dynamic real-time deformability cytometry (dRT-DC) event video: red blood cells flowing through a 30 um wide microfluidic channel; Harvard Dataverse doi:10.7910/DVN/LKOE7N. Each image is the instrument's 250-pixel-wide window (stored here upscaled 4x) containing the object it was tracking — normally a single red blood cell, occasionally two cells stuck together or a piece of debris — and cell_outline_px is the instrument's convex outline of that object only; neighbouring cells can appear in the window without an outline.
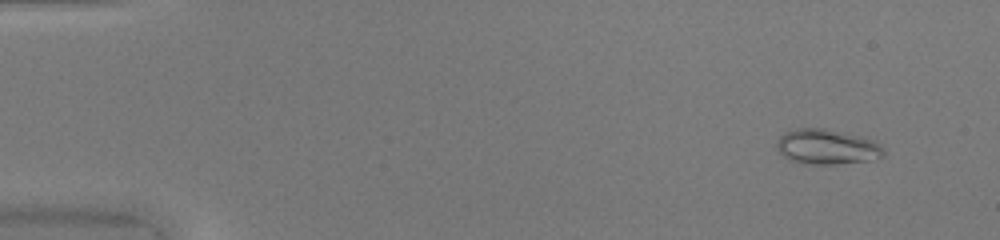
{"species": "common noctule bat (a hibernating species)", "species_latin": "Nyctalus noctula", "temperature_condition": "warm", "stored_images_in_passage": 49, "camera_frame_rate_fps": 3000, "um_per_image_px": 0.085, "animal": {"sex": "female", "body_mass_g": 20.0, "forearm_length_mm": 54.0}, "frame": {"image": 1, "passage_image": 4, "time_ms": 1.0, "image_size_px": [1000, 240], "cell_outline_px": [[884, 156], [868, 160], [836, 164], [804, 164], [792, 160], [784, 156], [776, 148], [776, 140], [784, 132], [800, 128], [824, 128], [864, 136], [876, 140], [880, 144], [884, 152]], "centroid_in_image_um": [70.3, 12.46], "position_along_channel_um": 14.7, "area_um2": 22.02}}
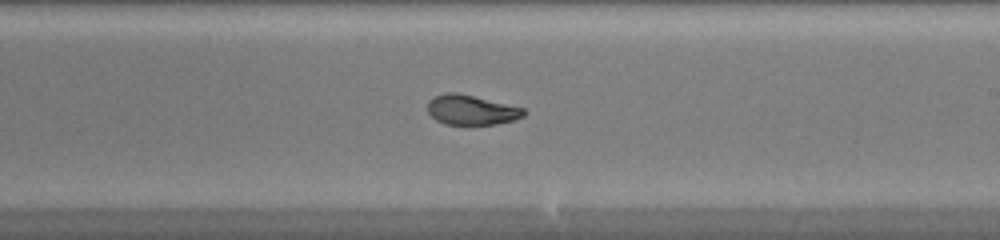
{"frame": {"image": 2, "passage_image": 30, "time_ms": 9.667, "image_size_px": [1000, 240], "cell_outline_px": [[528, 112], [524, 116], [512, 120], [496, 124], [444, 124], [436, 120], [428, 112], [428, 100], [444, 92], [456, 92], [524, 108]], "centroid_in_image_um": [40.06, 9.34], "position_along_channel_um": 248.9, "area_um2": 16.59}}
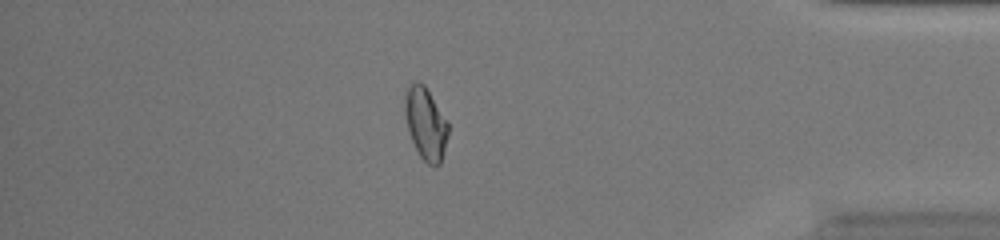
{"frame": {"image": 3, "passage_image": 43, "time_ms": 14.0, "image_size_px": [1000, 240], "cell_outline_px": [[448, 136], [444, 152], [440, 164], [436, 168], [428, 164], [420, 156], [412, 140], [408, 128], [404, 108], [404, 96], [408, 88], [416, 80], [424, 84], [448, 120]], "centroid_in_image_um": [36.2, 10.51], "position_along_channel_um": 399.0, "area_um2": 18.26}, "authors_computed_cell_mechanics": {"area_um2": 18.6694, "velocity_mm_per_s": 4.2039, "shape_relaxation_time_tau1_ms": null, "shape_relaxation_time_tau2_ms": 1.2125, "deformation_change_tau1": null, "deformation_change_tau2": 0.0529}}